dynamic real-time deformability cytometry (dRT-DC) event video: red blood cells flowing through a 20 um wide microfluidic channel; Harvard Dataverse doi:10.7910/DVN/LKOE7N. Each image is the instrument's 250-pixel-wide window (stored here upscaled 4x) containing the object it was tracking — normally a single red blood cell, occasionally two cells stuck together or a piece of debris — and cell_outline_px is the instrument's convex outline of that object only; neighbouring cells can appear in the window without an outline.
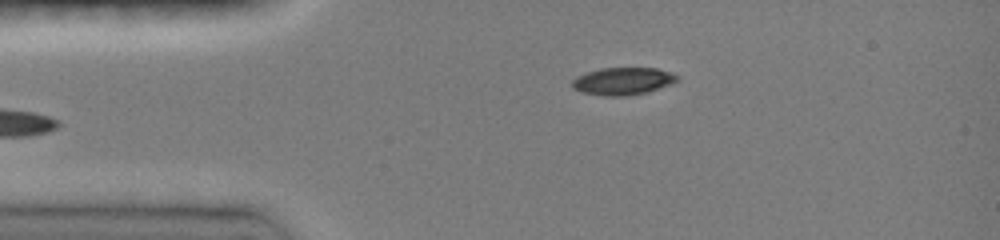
{"species": "common noctule bat (a hibernating species)", "species_latin": "Nyctalus noctula", "temperature_condition": "room temperature", "stored_images_in_passage": 13, "camera_frame_rate_fps": 3000, "um_per_image_px": 0.085, "animal": {"sex": "female", "body_mass_g": 19.0, "forearm_length_mm": 51.5}, "frame": {"image": 1, "passage_image": 13, "time_ms": 4.333, "image_size_px": [1000, 240], "cell_outline_px": [[680, 80], [672, 84], [648, 92], [628, 96], [604, 96], [580, 92], [572, 88], [572, 80], [576, 76], [600, 68], [656, 68], [672, 72], [680, 76]], "centroid_in_image_um": [52.98, 6.9], "position_along_channel_um": 32.0, "area_um2": 17.11}}